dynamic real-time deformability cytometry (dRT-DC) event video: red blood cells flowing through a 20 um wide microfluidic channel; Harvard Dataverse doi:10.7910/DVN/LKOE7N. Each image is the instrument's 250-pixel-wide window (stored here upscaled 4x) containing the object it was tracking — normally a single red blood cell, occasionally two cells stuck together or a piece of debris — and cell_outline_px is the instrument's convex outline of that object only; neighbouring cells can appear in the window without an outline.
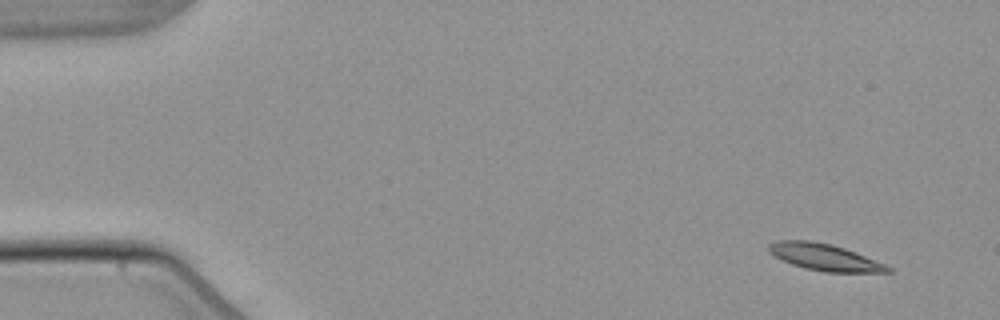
{"species": "common noctule bat (a hibernating species)", "species_latin": "Nyctalus noctula", "temperature_condition": "warm", "stored_images_in_passage": 3, "segment_of_instrument_passage": [2, 2], "camera_frame_rate_fps": 3000, "um_per_image_px": 0.085, "animal": {"sex": "male", "body_mass_g": 21.5, "forearm_length_mm": 52.0}, "frame": {"image": 1, "passage_image": 3, "time_ms": 3.333, "image_size_px": [1000, 320], "cell_outline_px": [[892, 272], [824, 272], [804, 268], [792, 264], [768, 252], [768, 244], [780, 240], [808, 240], [832, 244], [844, 248], [884, 264], [892, 268]], "centroid_in_image_um": [70.07, 21.86], "position_along_channel_um": 14.9, "area_um2": 18.26}}